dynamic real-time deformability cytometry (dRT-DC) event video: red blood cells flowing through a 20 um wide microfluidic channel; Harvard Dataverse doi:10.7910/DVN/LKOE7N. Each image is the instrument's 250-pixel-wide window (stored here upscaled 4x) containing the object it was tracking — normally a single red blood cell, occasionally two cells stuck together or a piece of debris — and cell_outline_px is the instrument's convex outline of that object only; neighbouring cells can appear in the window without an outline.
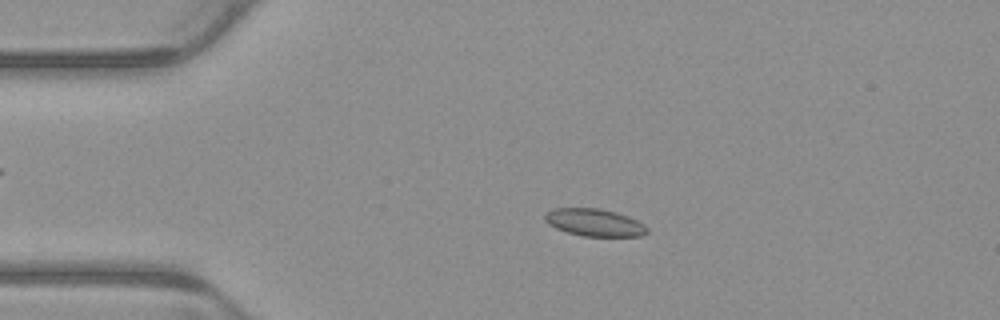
{"species": "common noctule bat (a hibernating species)", "species_latin": "Nyctalus noctula", "temperature_condition": "warm", "stored_images_in_passage": 3, "camera_frame_rate_fps": 3000, "um_per_image_px": 0.085, "animal": {"sex": "male", "body_mass_g": 23.1, "forearm_length_mm": 52.7}, "frame": {"image": 1, "passage_image": 2, "time_ms": 0.333, "image_size_px": [1000, 320], "cell_outline_px": [[648, 232], [640, 236], [584, 236], [568, 232], [556, 228], [548, 224], [544, 220], [544, 212], [552, 208], [600, 208], [616, 212], [628, 216], [644, 224], [648, 228]], "centroid_in_image_um": [50.5, 18.9], "position_along_channel_um": 34.5, "area_um2": 16.42}}